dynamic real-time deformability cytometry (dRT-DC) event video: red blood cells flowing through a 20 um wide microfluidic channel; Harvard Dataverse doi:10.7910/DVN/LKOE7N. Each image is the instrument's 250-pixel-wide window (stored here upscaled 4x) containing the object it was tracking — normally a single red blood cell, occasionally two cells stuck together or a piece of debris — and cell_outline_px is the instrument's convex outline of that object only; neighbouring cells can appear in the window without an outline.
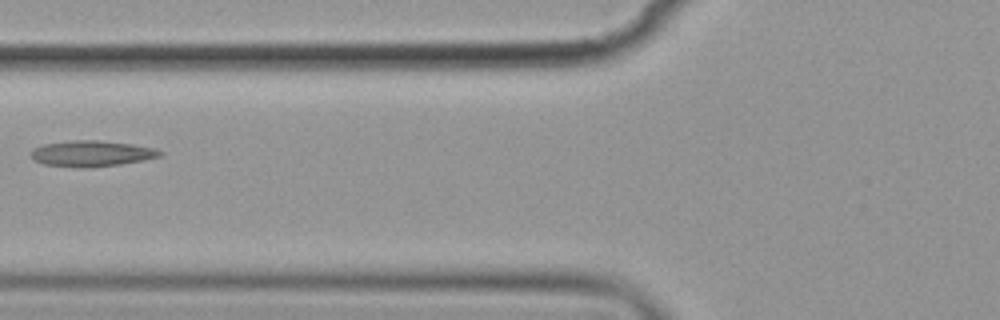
{"species": "common noctule bat (a hibernating species)", "species_latin": "Nyctalus noctula", "temperature_condition": "cold", "stored_images_in_passage": 7, "camera_frame_rate_fps": 3000, "um_per_image_px": 0.085, "animal": {"sex": "female", "body_mass_g": 19.9}, "frame": {"image": 1, "passage_image": 7, "time_ms": 7.333, "image_size_px": [1000, 320], "cell_outline_px": [[164, 152], [160, 156], [144, 160], [120, 164], [92, 168], [88, 168], [44, 164], [32, 160], [28, 152], [32, 148], [44, 144], [72, 140], [96, 140], [132, 144], [156, 148]], "centroid_in_image_um": [7.75, 13.05], "position_along_channel_um": 118.0, "area_um2": 19.65}}